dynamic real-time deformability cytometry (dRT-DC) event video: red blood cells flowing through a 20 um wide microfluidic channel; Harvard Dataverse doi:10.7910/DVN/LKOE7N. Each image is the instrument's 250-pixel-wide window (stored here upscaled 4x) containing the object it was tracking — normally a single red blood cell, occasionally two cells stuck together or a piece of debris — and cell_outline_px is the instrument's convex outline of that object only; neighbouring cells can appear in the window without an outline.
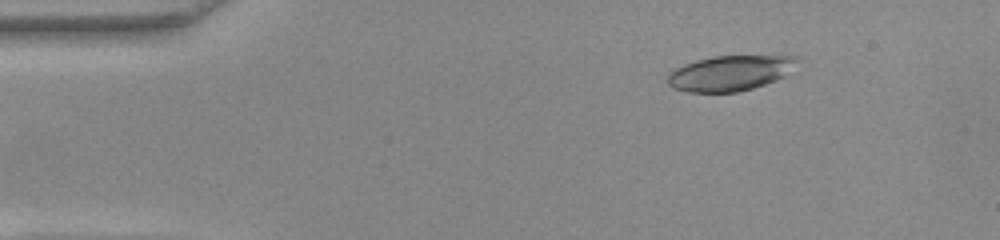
{"species": "common noctule bat (a hibernating species)", "species_latin": "Nyctalus noctula", "temperature_condition": "warm", "stored_images_in_passage": 52, "camera_frame_rate_fps": 3000, "um_per_image_px": 0.085, "animal": {"sex": "female", "body_mass_g": 22.0, "forearm_length_mm": 56.7}, "frame": {"image": 1, "passage_image": 7, "time_ms": 2.0, "image_size_px": [1000, 240], "cell_outline_px": [[800, 60], [784, 76], [776, 80], [752, 88], [736, 92], [688, 92], [672, 88], [668, 84], [668, 72], [684, 64], [696, 60], [716, 56], [796, 56]], "centroid_in_image_um": [62.03, 6.21], "position_along_channel_um": 23.0, "area_um2": 26.47}}